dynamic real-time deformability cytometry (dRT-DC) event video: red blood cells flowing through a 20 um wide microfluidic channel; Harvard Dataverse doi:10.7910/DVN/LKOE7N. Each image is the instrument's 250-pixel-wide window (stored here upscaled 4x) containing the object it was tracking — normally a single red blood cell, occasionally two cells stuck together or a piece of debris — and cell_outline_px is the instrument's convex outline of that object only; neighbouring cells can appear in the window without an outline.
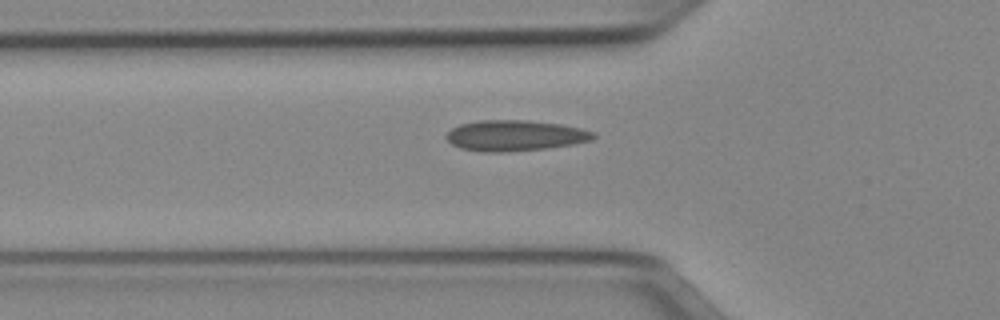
{"species": "Egyptian fruit bat (a non-hibernating species)", "species_latin": "Rousettus aegyptiacus", "temperature_condition": "cold", "stored_images_in_passage": 33, "camera_frame_rate_fps": 3000, "um_per_image_px": 0.085, "animal": {"sex": "female"}, "frame": {"image": 1, "passage_image": 3, "time_ms": 0.667, "image_size_px": [1000, 320], "cell_outline_px": [[596, 136], [592, 140], [572, 144], [548, 148], [500, 152], [484, 152], [460, 148], [452, 144], [444, 136], [452, 128], [460, 124], [480, 120], [528, 120], [560, 124], [580, 128], [596, 132]], "centroid_in_image_um": [43.78, 11.52], "position_along_channel_um": 82.0, "area_um2": 26.36}}
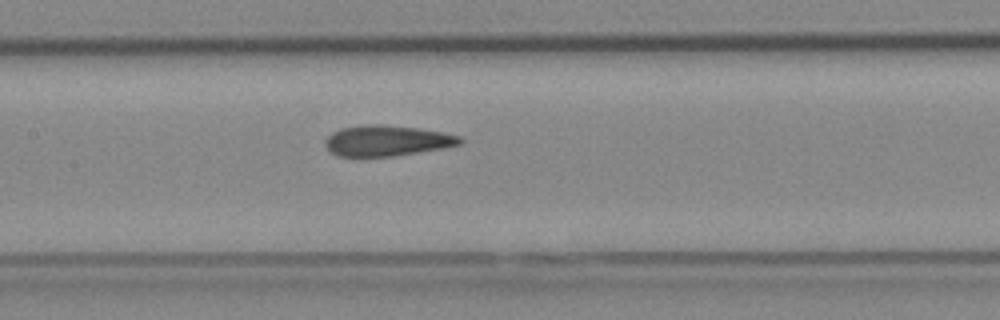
{"frame": {"image": 2, "passage_image": 10, "time_ms": 3.0, "image_size_px": [1000, 320], "cell_outline_px": [[464, 140], [460, 144], [448, 148], [392, 156], [360, 160], [356, 160], [336, 156], [324, 144], [324, 140], [332, 132], [340, 128], [368, 124], [380, 124], [420, 128], [444, 132], [460, 136]], "centroid_in_image_um": [32.85, 12.0], "position_along_channel_um": 174.5, "area_um2": 25.2}}
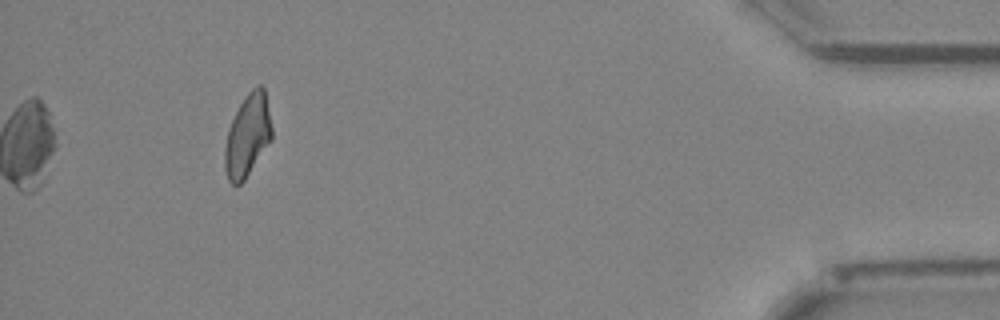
{"frame": {"image": 3, "passage_image": 33, "time_ms": 10.667, "image_size_px": [1000, 320], "cell_outline_px": [[272, 140], [244, 180], [240, 184], [232, 184], [228, 180], [224, 168], [224, 148], [228, 128], [244, 96], [256, 84], [260, 84], [264, 88], [272, 128]], "centroid_in_image_um": [21.04, 11.51], "position_along_channel_um": 414.2, "area_um2": 22.66}, "authors_computed_cell_mechanics": {"area_um2": 24.276, "velocity_mm_per_s": 3.9613, "shape_relaxation_time_tau1_ms": null, "shape_relaxation_time_tau2_ms": 2.3829, "deformation_change_tau1": null, "deformation_change_tau2": 0.0791}}